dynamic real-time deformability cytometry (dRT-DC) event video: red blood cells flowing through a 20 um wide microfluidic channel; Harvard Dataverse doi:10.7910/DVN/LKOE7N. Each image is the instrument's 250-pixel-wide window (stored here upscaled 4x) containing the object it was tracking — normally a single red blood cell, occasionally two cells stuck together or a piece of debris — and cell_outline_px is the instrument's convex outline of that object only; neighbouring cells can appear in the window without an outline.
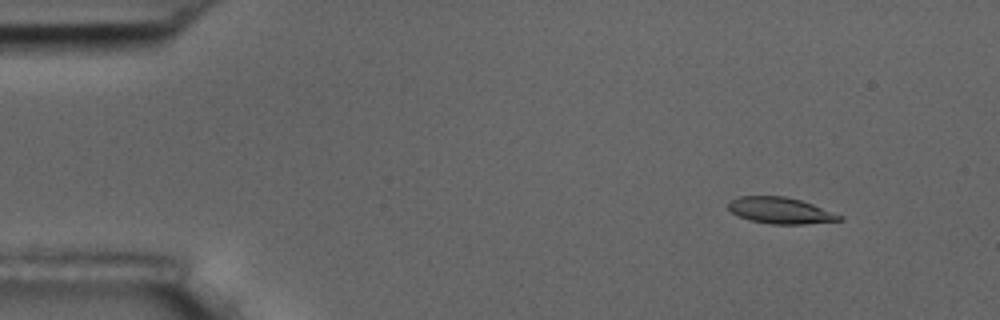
{"species": "common noctule bat (a hibernating species)", "species_latin": "Nyctalus noctula", "temperature_condition": "room temperature", "stored_images_in_passage": 5, "camera_frame_rate_fps": 3000, "um_per_image_px": 0.085, "animal": {"sex": "male", "body_mass_g": 17.5, "forearm_length_mm": 52.3}, "frame": {"image": 1, "passage_image": 1, "time_ms": 0.0, "image_size_px": [1000, 320], "cell_outline_px": [[844, 220], [804, 224], [772, 224], [748, 220], [732, 212], [728, 208], [728, 204], [732, 200], [740, 196], [784, 196], [800, 200], [812, 204], [844, 216]], "centroid_in_image_um": [66.36, 17.9], "position_along_channel_um": 18.6, "area_um2": 16.94}}
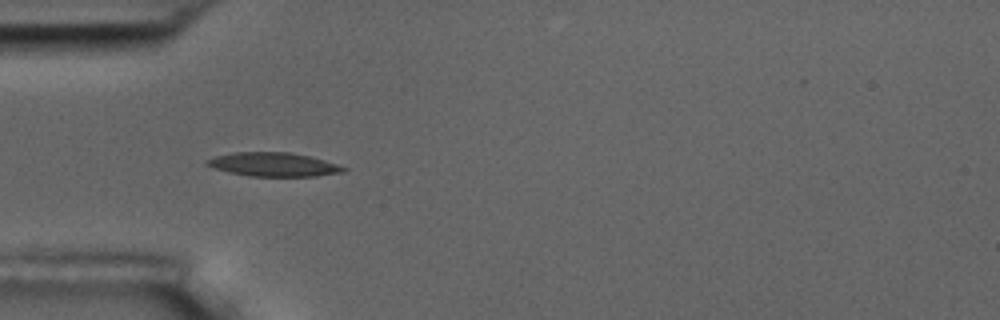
{"frame": {"image": 2, "passage_image": 4, "time_ms": 3.667, "image_size_px": [1000, 320], "cell_outline_px": [[348, 168], [344, 172], [316, 176], [248, 176], [228, 172], [204, 164], [204, 160], [216, 156], [236, 152], [288, 152], [308, 156], [324, 160]], "centroid_in_image_um": [23.23, 13.98], "position_along_channel_um": 61.8, "area_um2": 18.84}}